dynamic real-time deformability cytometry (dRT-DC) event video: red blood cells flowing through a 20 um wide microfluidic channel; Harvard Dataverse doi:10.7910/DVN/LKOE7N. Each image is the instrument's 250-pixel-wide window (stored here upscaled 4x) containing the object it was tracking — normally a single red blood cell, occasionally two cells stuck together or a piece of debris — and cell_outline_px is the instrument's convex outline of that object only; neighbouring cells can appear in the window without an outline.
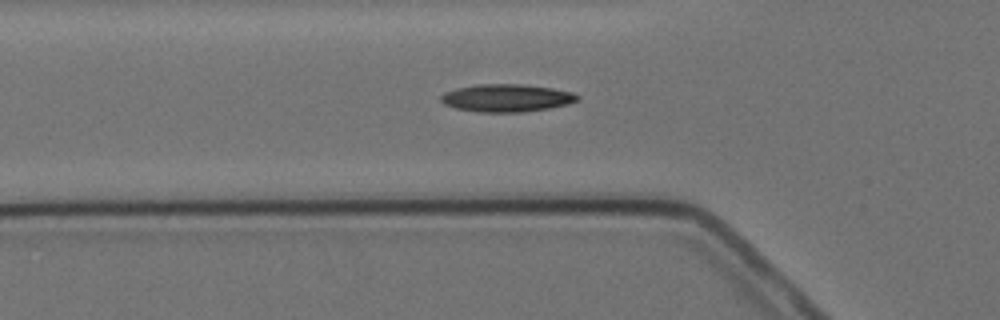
{"species": "Egyptian fruit bat (a non-hibernating species)", "species_latin": "Rousettus aegyptiacus", "temperature_condition": "cold", "stored_images_in_passage": 6, "camera_frame_rate_fps": 3000, "um_per_image_px": 0.085, "animal": {"sex": "female"}, "frame": {"image": 1, "passage_image": 5, "time_ms": 5.667, "image_size_px": [1000, 320], "cell_outline_px": [[580, 100], [568, 104], [548, 108], [520, 112], [476, 112], [456, 108], [444, 104], [440, 100], [440, 96], [444, 92], [456, 88], [476, 84], [520, 84], [552, 88], [572, 92], [580, 96]], "centroid_in_image_um": [43.05, 8.32], "position_along_channel_um": 82.8, "area_um2": 22.08}}
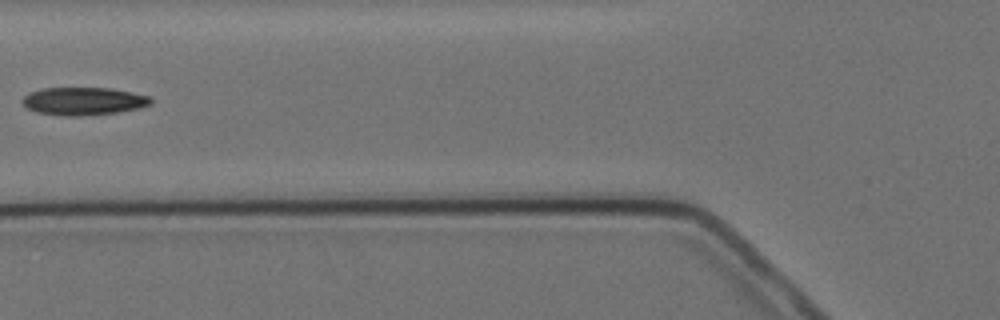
{"frame": {"image": 2, "passage_image": 6, "time_ms": 6.667, "image_size_px": [1000, 320], "cell_outline_px": [[152, 104], [136, 108], [116, 112], [80, 116], [64, 116], [36, 112], [28, 108], [20, 100], [28, 92], [40, 88], [112, 88], [148, 96], [152, 100]], "centroid_in_image_um": [7.04, 8.59], "position_along_channel_um": 118.8, "area_um2": 20.75}}